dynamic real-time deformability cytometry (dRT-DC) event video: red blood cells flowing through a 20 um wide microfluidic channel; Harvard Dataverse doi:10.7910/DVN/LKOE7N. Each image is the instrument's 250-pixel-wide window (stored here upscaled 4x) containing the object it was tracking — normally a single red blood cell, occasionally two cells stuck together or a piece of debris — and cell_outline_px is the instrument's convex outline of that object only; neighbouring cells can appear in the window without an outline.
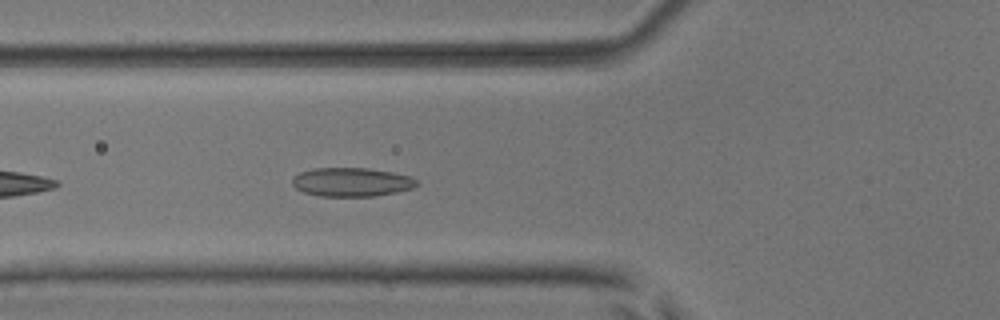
{"species": "common noctule bat (a hibernating species)", "species_latin": "Nyctalus noctula", "temperature_condition": "room temperature", "stored_images_in_passage": 39, "camera_frame_rate_fps": 3000, "um_per_image_px": 0.085, "animal": {"sex": "male", "body_mass_g": 17.9, "forearm_length_mm": 54.2}, "frame": {"image": 1, "passage_image": 5, "time_ms": 1.333, "image_size_px": [1000, 320], "cell_outline_px": [[420, 184], [412, 188], [396, 192], [372, 196], [320, 196], [304, 192], [296, 188], [292, 184], [292, 180], [300, 172], [316, 168], [368, 168], [392, 172], [412, 176]], "centroid_in_image_um": [29.92, 15.47], "position_along_channel_um": 95.9, "area_um2": 20.81}}
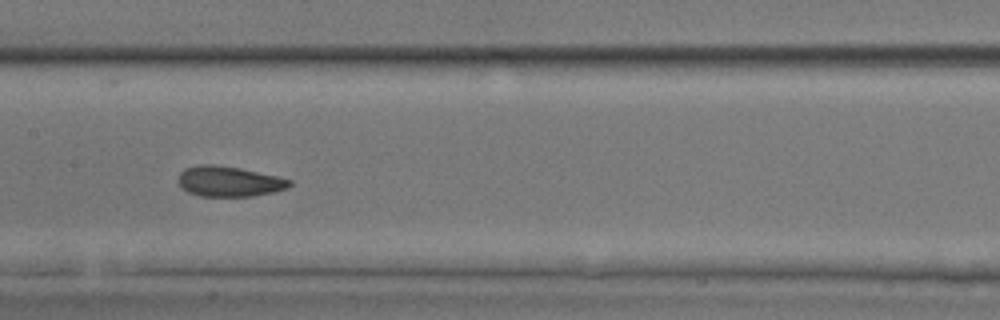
{"frame": {"image": 2, "passage_image": 12, "time_ms": 3.667, "image_size_px": [1000, 320], "cell_outline_px": [[292, 184], [288, 188], [272, 192], [252, 196], [200, 196], [188, 192], [180, 188], [176, 180], [180, 172], [184, 168], [200, 164], [212, 164], [240, 168], [280, 176], [292, 180]], "centroid_in_image_um": [19.45, 15.41], "position_along_channel_um": 188.0, "area_um2": 20.0}}
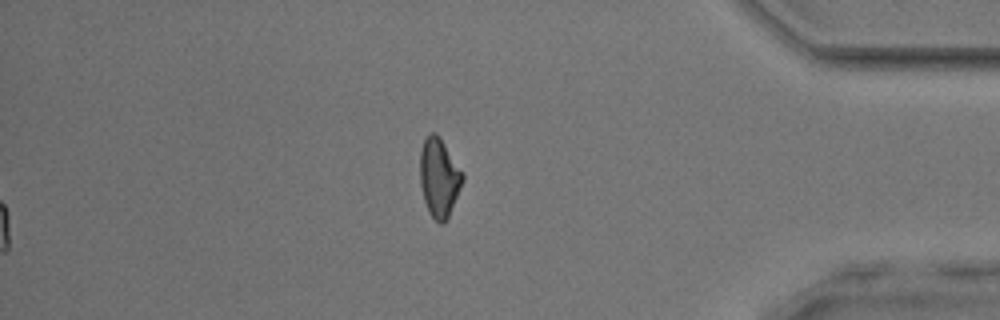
{"frame": {"image": 3, "passage_image": 39, "time_ms": 12.667, "image_size_px": [1000, 320], "cell_outline_px": [[464, 180], [448, 216], [440, 224], [428, 212], [424, 200], [420, 184], [420, 148], [424, 140], [432, 132], [436, 132], [440, 136], [464, 172]], "centroid_in_image_um": [37.33, 15.04], "position_along_channel_um": 397.9, "area_um2": 19.59}, "authors_computed_cell_mechanics": {"area_um2": 19.5364, "velocity_mm_per_s": 3.9474, "shape_relaxation_time_tau1_ms": 6.0834, "shape_relaxation_time_tau2_ms": 2.3599, "deformation_change_tau1": 0.117, "deformation_change_tau2": 0.0687}}